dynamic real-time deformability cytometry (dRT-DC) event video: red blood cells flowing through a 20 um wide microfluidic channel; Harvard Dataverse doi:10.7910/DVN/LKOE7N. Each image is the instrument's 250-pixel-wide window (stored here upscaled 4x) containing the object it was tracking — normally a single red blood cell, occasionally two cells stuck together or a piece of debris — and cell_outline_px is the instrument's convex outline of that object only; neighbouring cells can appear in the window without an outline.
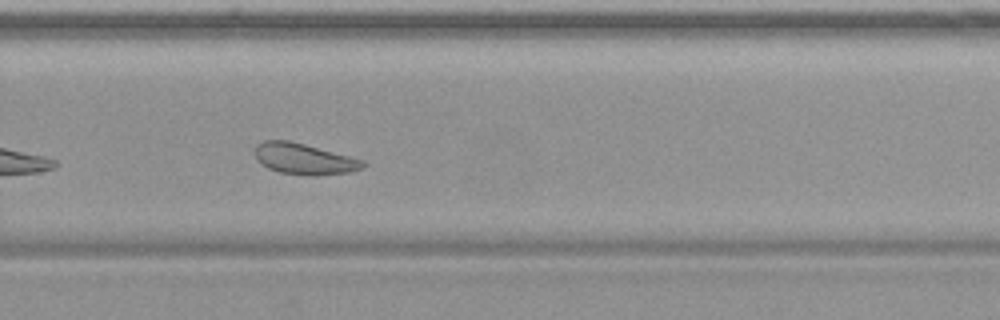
{"species": "common noctule bat (a hibernating species)", "species_latin": "Nyctalus noctula", "temperature_condition": "warm", "stored_images_in_passage": 28, "camera_frame_rate_fps": 3000, "um_per_image_px": 0.085, "animal": {"sex": "female", "body_mass_g": 19.9}, "frame": {"image": 1, "passage_image": 20, "time_ms": 6.333, "image_size_px": [1000, 320], "cell_outline_px": [[368, 164], [364, 168], [348, 172], [316, 176], [308, 176], [280, 172], [268, 168], [260, 164], [256, 160], [256, 144], [264, 140], [288, 140], [304, 144], [364, 160]], "centroid_in_image_um": [25.85, 13.52], "position_along_channel_um": 303.9, "area_um2": 19.59}}